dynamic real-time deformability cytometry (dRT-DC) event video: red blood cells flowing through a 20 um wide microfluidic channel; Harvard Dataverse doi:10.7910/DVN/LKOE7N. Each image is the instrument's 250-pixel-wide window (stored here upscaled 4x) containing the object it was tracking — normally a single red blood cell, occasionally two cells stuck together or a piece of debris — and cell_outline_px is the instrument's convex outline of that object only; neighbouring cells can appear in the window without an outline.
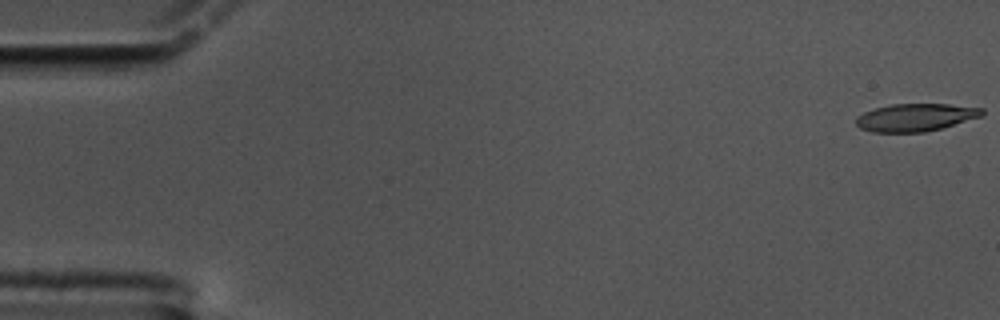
{"species": "common noctule bat (a hibernating species)", "species_latin": "Nyctalus noctula", "temperature_condition": "cold", "stored_images_in_passage": 60, "camera_frame_rate_fps": 3000, "um_per_image_px": 0.085, "animal": {"sex": "male", "body_mass_g": 17.5, "forearm_length_mm": 52.3}, "frame": {"image": 1, "passage_image": 1, "time_ms": 0.0, "image_size_px": [1000, 320], "cell_outline_px": [[984, 116], [940, 128], [924, 132], [872, 132], [860, 128], [856, 124], [856, 116], [864, 112], [876, 108], [892, 104], [948, 104], [984, 108]], "centroid_in_image_um": [77.83, 9.97], "position_along_channel_um": 7.2, "area_um2": 20.29}}
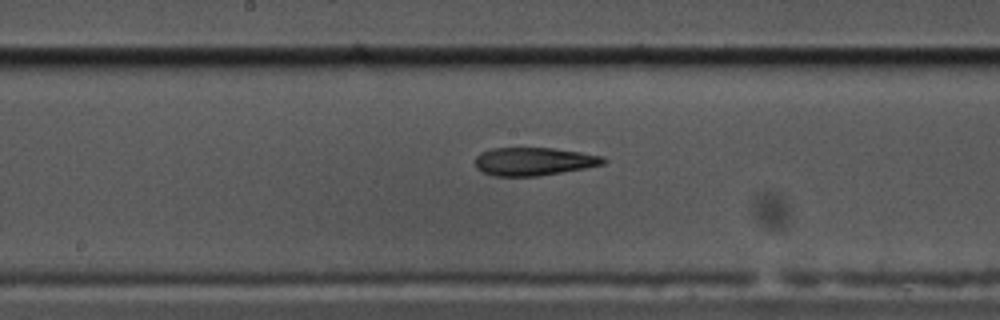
{"frame": {"image": 2, "passage_image": 31, "time_ms": 10.0, "image_size_px": [1000, 320], "cell_outline_px": [[608, 160], [604, 164], [584, 168], [536, 176], [496, 176], [484, 172], [476, 168], [476, 156], [480, 152], [492, 148], [552, 148], [580, 152], [604, 156]], "centroid_in_image_um": [45.38, 13.71], "position_along_channel_um": 202.8, "area_um2": 20.87}}
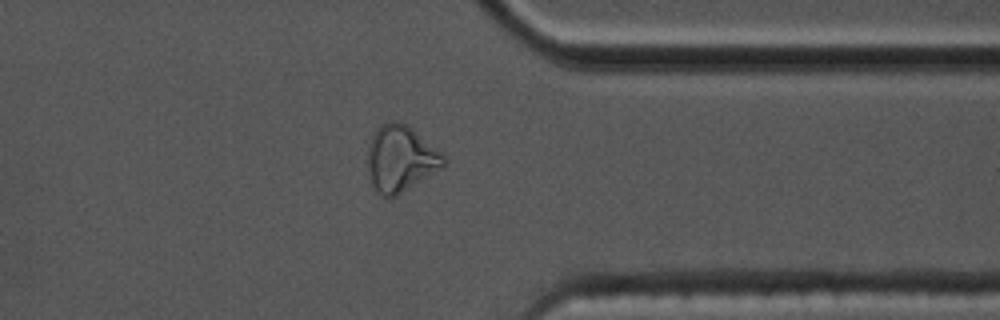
{"frame": {"image": 3, "passage_image": 47, "time_ms": 15.333, "image_size_px": [1000, 320], "cell_outline_px": [[448, 160], [444, 164], [396, 196], [384, 196], [376, 192], [368, 176], [368, 148], [372, 136], [376, 128], [380, 124], [388, 120], [396, 120], [408, 124], [440, 152]], "centroid_in_image_um": [33.99, 13.43], "position_along_channel_um": 377.4, "area_um2": 28.9}, "authors_computed_cell_mechanics": {"area_um2": 21.5594, "velocity_mm_per_s": 3.3806, "shape_relaxation_time_tau1_ms": null, "shape_relaxation_time_tau2_ms": 4.028, "deformation_change_tau1": null, "deformation_change_tau2": 0.1341}}